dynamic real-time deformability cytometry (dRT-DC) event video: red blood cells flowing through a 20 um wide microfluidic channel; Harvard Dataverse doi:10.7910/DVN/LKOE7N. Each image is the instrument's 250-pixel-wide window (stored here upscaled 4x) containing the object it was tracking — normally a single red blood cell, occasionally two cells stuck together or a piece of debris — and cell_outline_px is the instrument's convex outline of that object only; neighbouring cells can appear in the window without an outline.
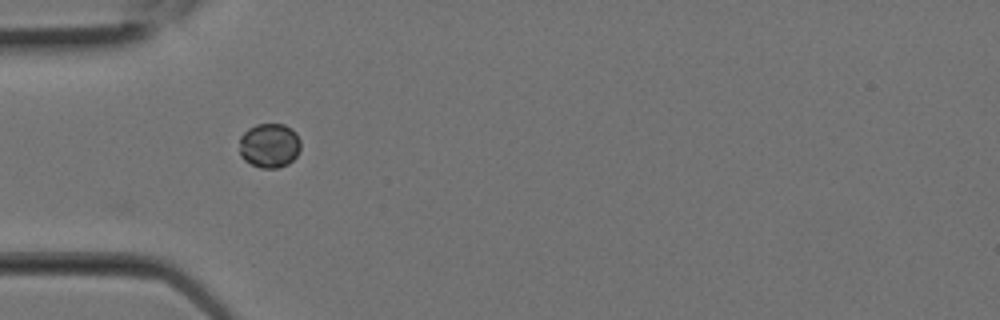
{"species": "Egyptian fruit bat (a non-hibernating species)", "species_latin": "Rousettus aegyptiacus", "temperature_condition": "room temperature", "stored_images_in_passage": 1, "camera_frame_rate_fps": 3000, "um_per_image_px": 0.085, "animal": {"sex": "female"}, "frame": {"image": 1, "passage_image": 1, "time_ms": 0.0, "image_size_px": [1000, 320], "cell_outline_px": [[300, 148], [296, 156], [288, 164], [276, 168], [260, 168], [244, 160], [240, 156], [240, 136], [248, 128], [256, 124], [284, 124], [292, 128], [296, 132], [300, 140]], "centroid_in_image_um": [22.9, 12.36], "position_along_channel_um": 62.1, "area_um2": 16.01}}